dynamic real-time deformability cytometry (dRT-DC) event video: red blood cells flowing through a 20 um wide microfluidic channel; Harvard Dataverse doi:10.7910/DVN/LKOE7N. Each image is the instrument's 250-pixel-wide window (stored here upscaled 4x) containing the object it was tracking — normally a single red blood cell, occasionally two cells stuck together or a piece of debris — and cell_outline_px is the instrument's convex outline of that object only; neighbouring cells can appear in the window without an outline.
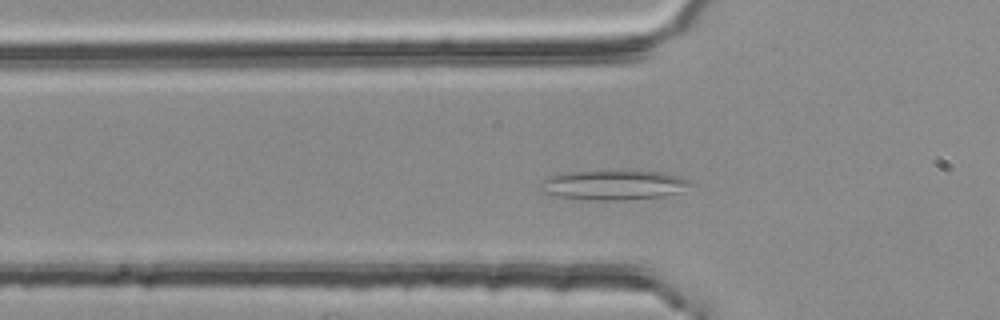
{"species": "common noctule bat (a hibernating species)", "species_latin": "Nyctalus noctula", "temperature_condition": "room temperature", "stored_images_in_passage": 46, "camera_frame_rate_fps": 3000, "um_per_image_px": 0.085, "animal": {"sex": "female", "body_mass_g": 25.1}, "frame": {"image": 1, "passage_image": 13, "time_ms": 4.0, "image_size_px": [1000, 320], "cell_outline_px": [[696, 184], [680, 192], [664, 196], [620, 200], [600, 200], [556, 196], [536, 192], [536, 188], [540, 180], [548, 176], [568, 172], [604, 168], [664, 172], [680, 176], [692, 180]], "centroid_in_image_um": [52.11, 15.67], "position_along_channel_um": 73.7, "area_um2": 27.51}}
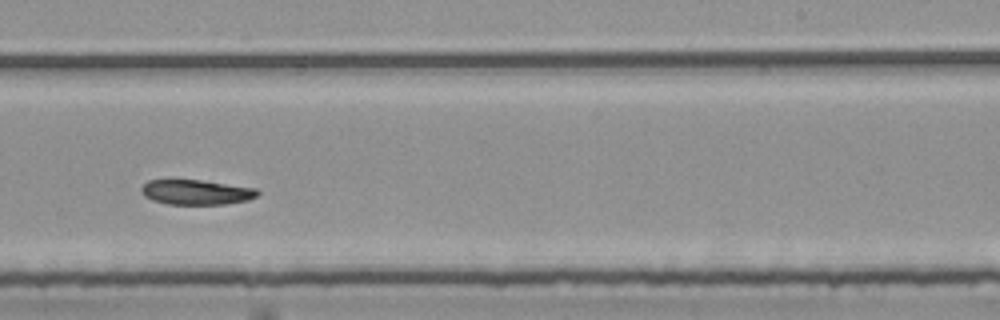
{"frame": {"image": 2, "passage_image": 29, "time_ms": 9.333, "image_size_px": [1000, 320], "cell_outline_px": [[260, 192], [256, 196], [248, 200], [224, 204], [168, 204], [152, 200], [144, 196], [140, 192], [140, 188], [148, 180], [200, 180], [256, 188]], "centroid_in_image_um": [16.66, 16.33], "position_along_channel_um": 272.3, "area_um2": 16.82}}
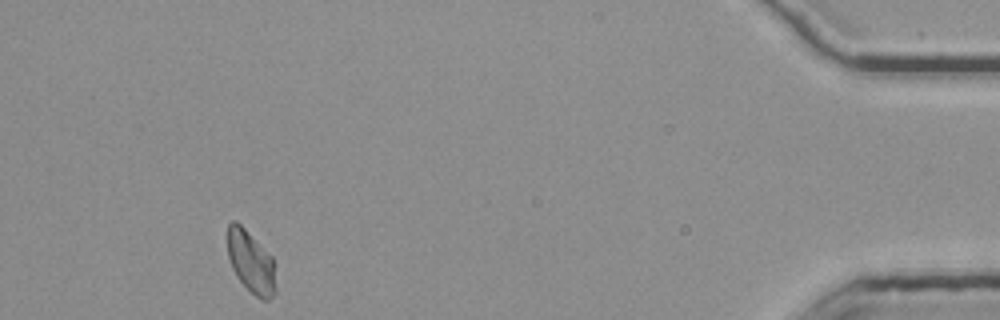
{"frame": {"image": 3, "passage_image": 46, "time_ms": 15.0, "image_size_px": [1000, 320], "cell_outline_px": [[276, 292], [268, 300], [264, 300], [256, 296], [236, 276], [232, 268], [228, 256], [228, 224], [232, 220], [236, 220], [272, 256], [276, 264]], "centroid_in_image_um": [21.36, 22.27], "position_along_channel_um": 413.8, "area_um2": 17.57}}